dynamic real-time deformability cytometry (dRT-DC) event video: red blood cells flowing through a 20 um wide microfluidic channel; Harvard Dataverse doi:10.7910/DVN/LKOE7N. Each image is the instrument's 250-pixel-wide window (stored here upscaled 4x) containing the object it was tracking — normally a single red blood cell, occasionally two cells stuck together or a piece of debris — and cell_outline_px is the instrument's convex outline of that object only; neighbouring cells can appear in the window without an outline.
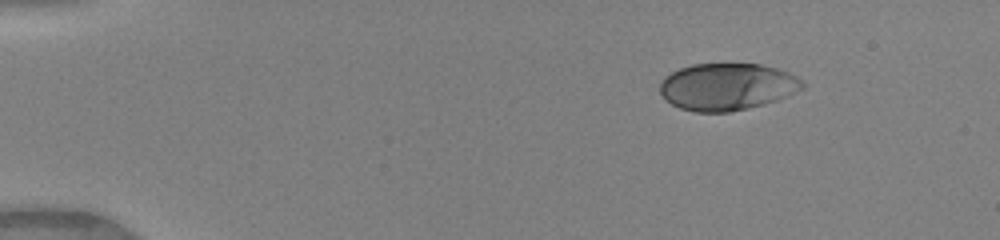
{"species": "human", "species_latin": "Homo sapiens", "temperature_condition": "warm", "stored_images_in_passage": 43, "camera_frame_rate_fps": 3000, "um_per_image_px": 0.085, "donor": {"sex": "female"}, "frame": {"image": 1, "passage_image": 1, "time_ms": 0.0, "image_size_px": [1000, 240], "cell_outline_px": [[804, 88], [776, 100], [764, 104], [748, 108], [728, 112], [696, 112], [680, 108], [672, 104], [660, 92], [660, 84], [664, 76], [680, 68], [692, 64], [760, 64], [776, 68], [788, 72], [804, 80]], "centroid_in_image_um": [61.81, 7.36], "position_along_channel_um": 23.2, "area_um2": 38.96}}
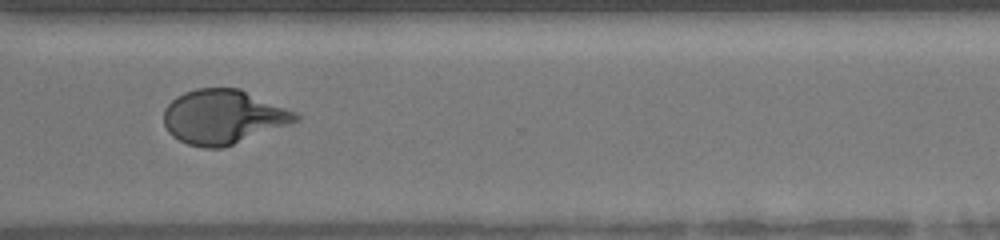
{"frame": {"image": 2, "passage_image": 32, "time_ms": 10.333, "image_size_px": [1000, 240], "cell_outline_px": [[300, 120], [232, 144], [220, 148], [204, 148], [188, 144], [172, 136], [168, 132], [164, 124], [164, 108], [176, 96], [184, 92], [196, 88], [240, 88], [296, 112], [300, 116]], "centroid_in_image_um": [18.94, 9.92], "position_along_channel_um": 351.7, "area_um2": 41.44}}
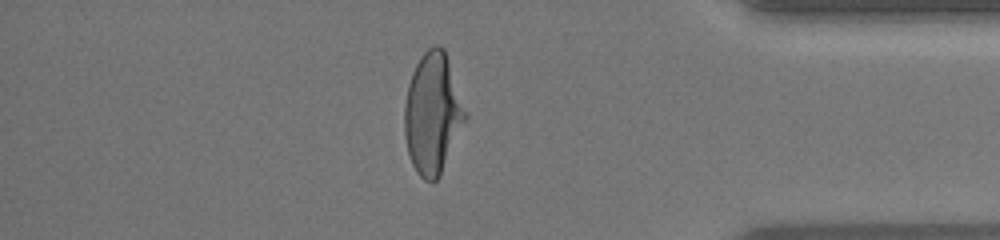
{"frame": {"image": 3, "passage_image": 37, "time_ms": 12.0, "image_size_px": [1000, 240], "cell_outline_px": [[468, 116], [440, 176], [432, 184], [424, 180], [416, 172], [412, 164], [408, 152], [404, 136], [404, 104], [408, 84], [412, 72], [420, 56], [428, 48], [436, 44], [440, 44], [444, 48]], "centroid_in_image_um": [36.76, 9.66], "position_along_channel_um": 398.4, "area_um2": 43.06}, "authors_computed_cell_mechanics": {"area_um2": 40.46, "velocity_mm_per_s": 4.1193, "shape_relaxation_time_tau1_ms": 4.0158, "shape_relaxation_time_tau2_ms": null, "deformation_change_tau1": 0.1866, "deformation_change_tau2": null}}